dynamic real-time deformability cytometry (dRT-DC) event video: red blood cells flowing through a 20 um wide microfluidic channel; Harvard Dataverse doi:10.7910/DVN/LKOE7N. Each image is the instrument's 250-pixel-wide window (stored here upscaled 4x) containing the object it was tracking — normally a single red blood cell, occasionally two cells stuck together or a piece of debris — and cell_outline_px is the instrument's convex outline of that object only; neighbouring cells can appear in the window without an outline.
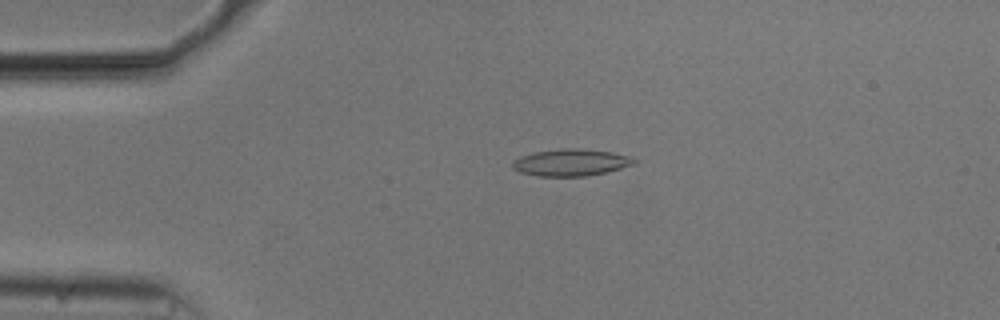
{"species": "common noctule bat (a hibernating species)", "species_latin": "Nyctalus noctula", "temperature_condition": "cold", "stored_images_in_passage": 34, "camera_frame_rate_fps": 3000, "um_per_image_px": 0.085, "animal": {"sex": "male", "body_mass_g": 20.5, "forearm_length_mm": 52.5}, "frame": {"image": 1, "passage_image": 12, "time_ms": 3.667, "image_size_px": [1000, 320], "cell_outline_px": [[636, 164], [588, 176], [536, 176], [520, 172], [512, 168], [512, 164], [520, 156], [536, 152], [564, 148], [576, 148], [612, 152], [628, 156], [636, 160]], "centroid_in_image_um": [48.52, 13.81], "position_along_channel_um": 36.5, "area_um2": 18.84}}
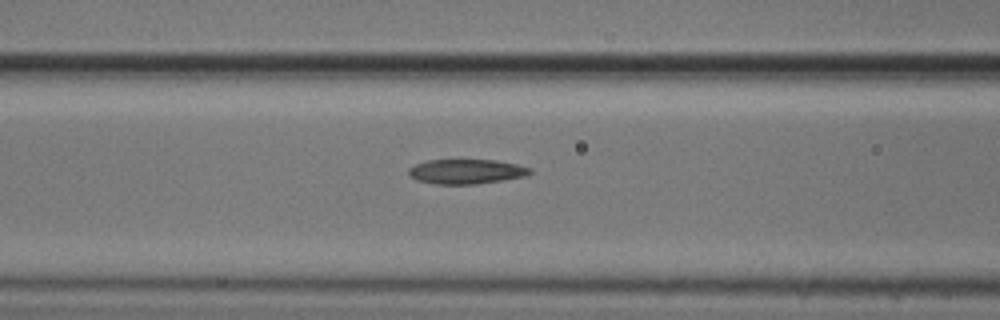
{"frame": {"image": 2, "passage_image": 22, "time_ms": 7.0, "image_size_px": [1000, 320], "cell_outline_px": [[532, 172], [528, 176], [476, 184], [436, 184], [416, 180], [408, 176], [408, 168], [416, 164], [428, 160], [496, 160], [516, 164], [532, 168]], "centroid_in_image_um": [39.64, 14.58], "position_along_channel_um": 127.0, "area_um2": 17.57}}
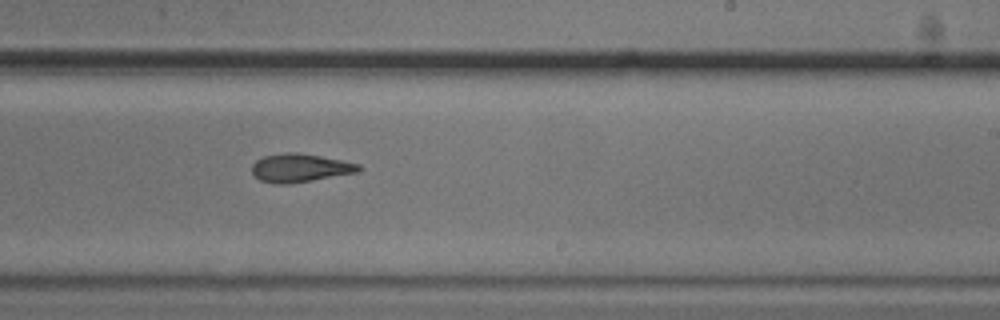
{"frame": {"image": 3, "passage_image": 33, "time_ms": 10.667, "image_size_px": [1000, 320], "cell_outline_px": [[364, 168], [356, 172], [312, 180], [288, 184], [272, 184], [260, 180], [252, 172], [252, 164], [256, 160], [264, 156], [284, 152], [300, 152], [360, 164]], "centroid_in_image_um": [25.48, 14.26], "position_along_channel_um": 263.5, "area_um2": 17.63}}